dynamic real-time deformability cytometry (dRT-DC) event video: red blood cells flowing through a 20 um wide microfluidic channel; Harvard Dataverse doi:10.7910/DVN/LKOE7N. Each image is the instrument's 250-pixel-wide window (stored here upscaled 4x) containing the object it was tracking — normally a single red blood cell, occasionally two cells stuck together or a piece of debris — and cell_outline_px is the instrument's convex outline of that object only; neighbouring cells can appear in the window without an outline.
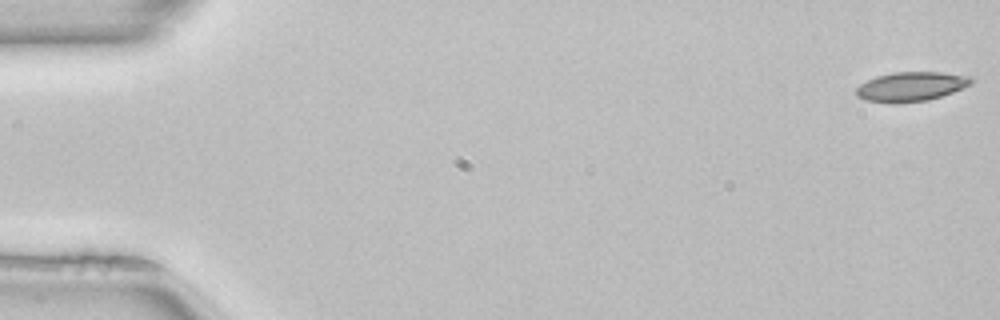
{"species": "common noctule bat (a hibernating species)", "species_latin": "Nyctalus noctula", "temperature_condition": "room temperature", "stored_images_in_passage": 10, "camera_frame_rate_fps": 3000, "um_per_image_px": 0.085, "animal": {"sex": "female", "body_mass_g": 22.7, "forearm_length_mm": 54.2}, "frame": {"image": 1, "passage_image": 1, "time_ms": 0.0, "image_size_px": [1000, 320], "cell_outline_px": [[976, 80], [972, 84], [952, 92], [928, 100], [864, 100], [856, 96], [856, 88], [860, 84], [876, 76], [896, 72], [940, 72], [972, 76]], "centroid_in_image_um": [77.51, 7.3], "position_along_channel_um": 7.5, "area_um2": 18.96}}